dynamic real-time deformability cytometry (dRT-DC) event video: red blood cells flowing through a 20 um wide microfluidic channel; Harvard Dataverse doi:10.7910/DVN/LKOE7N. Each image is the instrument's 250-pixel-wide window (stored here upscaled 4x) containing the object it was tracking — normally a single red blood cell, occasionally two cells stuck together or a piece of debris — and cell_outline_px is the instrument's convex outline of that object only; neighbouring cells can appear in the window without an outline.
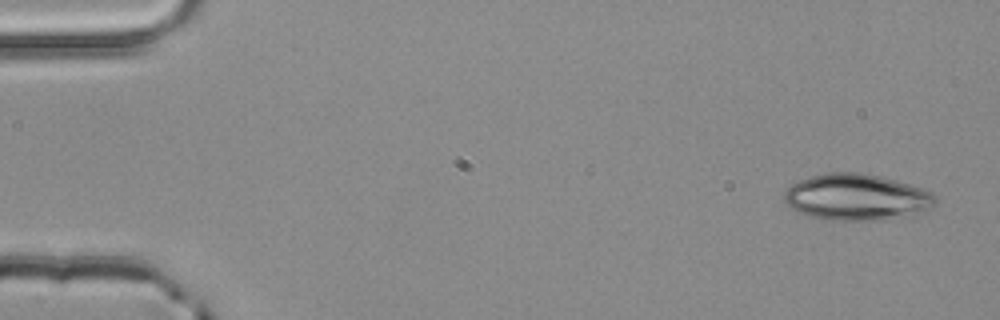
{"species": "common noctule bat (a hibernating species)", "species_latin": "Nyctalus noctula", "temperature_condition": "room temperature", "stored_images_in_passage": 3, "camera_frame_rate_fps": 3000, "um_per_image_px": 0.085, "animal": {"sex": "male", "body_mass_g": 20.4}, "frame": {"image": 1, "passage_image": 1, "time_ms": 0.0, "image_size_px": [1000, 320], "cell_outline_px": [[936, 204], [932, 208], [912, 216], [884, 220], [836, 220], [812, 216], [796, 212], [784, 200], [784, 188], [800, 180], [824, 172], [860, 172], [884, 176], [920, 188], [936, 196]], "centroid_in_image_um": [72.83, 16.76], "position_along_channel_um": 12.2, "area_um2": 41.15}}